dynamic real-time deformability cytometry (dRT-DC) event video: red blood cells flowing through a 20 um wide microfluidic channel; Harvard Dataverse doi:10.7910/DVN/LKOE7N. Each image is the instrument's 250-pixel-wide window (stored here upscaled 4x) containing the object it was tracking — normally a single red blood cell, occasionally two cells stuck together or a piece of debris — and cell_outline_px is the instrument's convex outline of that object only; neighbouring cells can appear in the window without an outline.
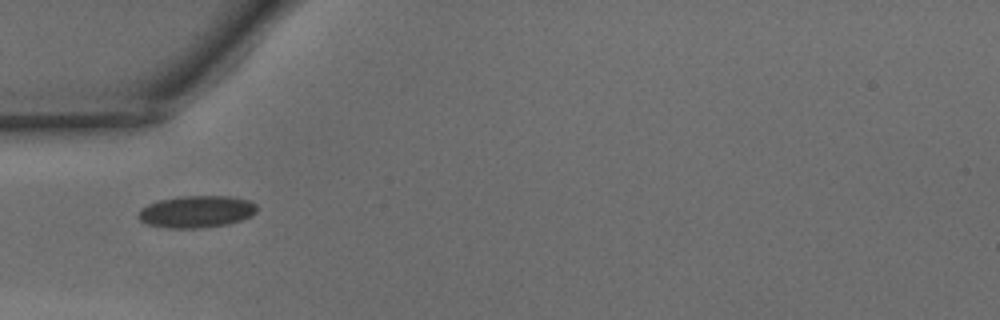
{"species": "common noctule bat (a hibernating species)", "species_latin": "Nyctalus noctula", "temperature_condition": "warm", "stored_images_in_passage": 3, "camera_frame_rate_fps": 3000, "um_per_image_px": 0.085, "animal": {"sex": "male", "body_mass_g": 15.6}, "frame": {"image": 1, "passage_image": 1, "time_ms": 0.0, "image_size_px": [1000, 320], "cell_outline_px": [[256, 212], [252, 216], [228, 224], [200, 228], [168, 228], [148, 224], [140, 220], [136, 216], [136, 212], [140, 208], [148, 204], [160, 200], [180, 196], [232, 196], [248, 200], [256, 204]], "centroid_in_image_um": [16.68, 17.99], "position_along_channel_um": 68.3, "area_um2": 22.25}}